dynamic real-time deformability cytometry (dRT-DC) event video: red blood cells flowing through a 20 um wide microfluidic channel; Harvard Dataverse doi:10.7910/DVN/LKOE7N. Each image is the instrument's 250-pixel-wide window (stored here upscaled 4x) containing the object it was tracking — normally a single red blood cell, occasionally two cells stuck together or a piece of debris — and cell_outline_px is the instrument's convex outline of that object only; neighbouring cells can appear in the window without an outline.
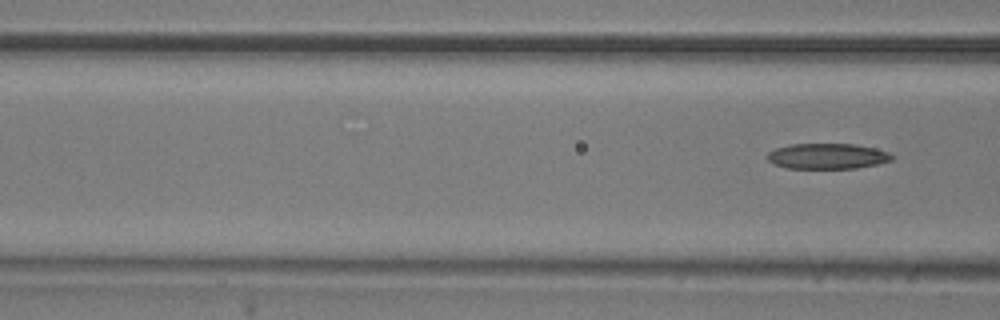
{"species": "common noctule bat (a hibernating species)", "species_latin": "Nyctalus noctula", "temperature_condition": "room temperature", "stored_images_in_passage": 7, "camera_frame_rate_fps": 3000, "um_per_image_px": 0.085, "animal": {"sex": "male", "body_mass_g": 20.5, "forearm_length_mm": 52.5}, "frame": {"image": 1, "passage_image": 7, "time_ms": 7.0, "image_size_px": [1000, 320], "cell_outline_px": [[892, 160], [876, 164], [856, 168], [788, 168], [772, 164], [764, 156], [768, 152], [776, 148], [792, 144], [852, 144], [876, 148], [888, 152], [892, 156]], "centroid_in_image_um": [70.27, 13.27], "position_along_channel_um": 96.3, "area_um2": 18.5}}